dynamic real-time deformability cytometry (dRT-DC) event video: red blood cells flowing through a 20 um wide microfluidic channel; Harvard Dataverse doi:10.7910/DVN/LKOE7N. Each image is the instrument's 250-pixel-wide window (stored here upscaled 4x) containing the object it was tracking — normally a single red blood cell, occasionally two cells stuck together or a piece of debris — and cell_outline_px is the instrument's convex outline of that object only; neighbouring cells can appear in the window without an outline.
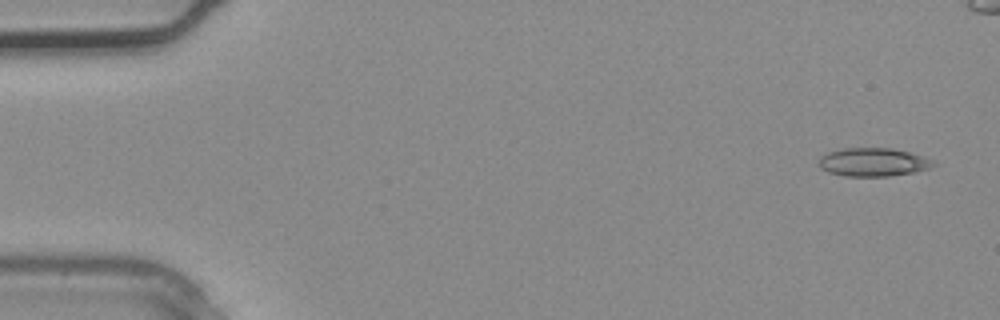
{"species": "common noctule bat (a hibernating species)", "species_latin": "Nyctalus noctula", "temperature_condition": "warm", "stored_images_in_passage": 3, "segment_of_instrument_passage": [2, 2], "camera_frame_rate_fps": 3000, "um_per_image_px": 0.085, "animal": {"sex": "male", "body_mass_g": 20.4}, "frame": {"image": 1, "passage_image": 3, "time_ms": 0.667, "image_size_px": [1000, 320], "cell_outline_px": [[936, 164], [928, 168], [912, 172], [888, 176], [844, 176], [828, 172], [820, 168], [820, 156], [828, 152], [844, 148], [892, 148], [908, 152], [920, 156]], "centroid_in_image_um": [74.14, 13.78], "position_along_channel_um": 10.9, "area_um2": 18.55}}